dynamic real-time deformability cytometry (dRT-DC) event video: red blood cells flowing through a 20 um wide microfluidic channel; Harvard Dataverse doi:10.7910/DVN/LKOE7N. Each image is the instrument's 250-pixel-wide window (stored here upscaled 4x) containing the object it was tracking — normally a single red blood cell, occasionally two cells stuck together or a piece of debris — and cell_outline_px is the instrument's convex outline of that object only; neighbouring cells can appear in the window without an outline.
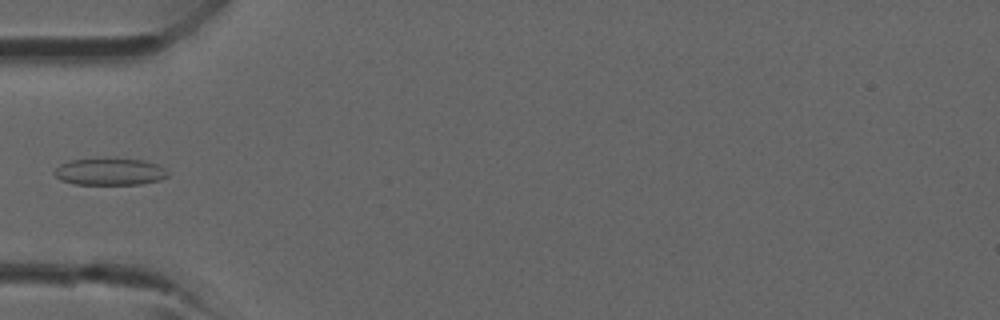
{"species": "common noctule bat (a hibernating species)", "species_latin": "Nyctalus noctula", "temperature_condition": "room temperature", "stored_images_in_passage": 4, "camera_frame_rate_fps": 3000, "um_per_image_px": 0.085, "animal": {"sex": "male", "forearm_length_mm": 52.5}, "frame": {"image": 1, "passage_image": 4, "time_ms": 4.333, "image_size_px": [1000, 320], "cell_outline_px": [[168, 176], [160, 180], [140, 184], [72, 184], [60, 180], [52, 172], [60, 164], [68, 160], [144, 160], [160, 164], [168, 172]], "centroid_in_image_um": [9.34, 14.62], "position_along_channel_um": 75.7, "area_um2": 17.57}}